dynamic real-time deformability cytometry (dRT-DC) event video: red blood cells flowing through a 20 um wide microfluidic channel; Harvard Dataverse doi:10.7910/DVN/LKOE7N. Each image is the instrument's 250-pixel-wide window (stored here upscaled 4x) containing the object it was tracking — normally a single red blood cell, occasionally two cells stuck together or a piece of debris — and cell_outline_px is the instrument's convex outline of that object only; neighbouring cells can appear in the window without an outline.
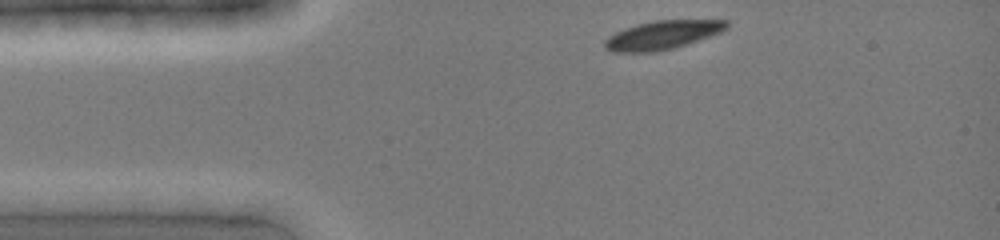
{"species": "common noctule bat (a hibernating species)", "species_latin": "Nyctalus noctula", "temperature_condition": "cold", "stored_images_in_passage": 13, "camera_frame_rate_fps": 3000, "um_per_image_px": 0.085, "animal": {"sex": "female", "body_mass_g": 19.0, "forearm_length_mm": 51.5}, "frame": {"image": 1, "passage_image": 1, "time_ms": 0.0, "image_size_px": [1000, 240], "cell_outline_px": [[728, 28], [720, 32], [676, 48], [656, 52], [612, 52], [604, 48], [604, 40], [608, 36], [624, 28], [636, 24], [656, 20], [728, 20]], "centroid_in_image_um": [56.27, 2.98], "position_along_channel_um": 28.7, "area_um2": 20.46}}
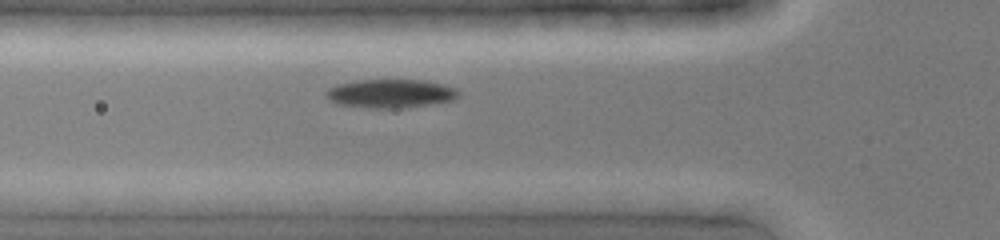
{"frame": {"image": 2, "passage_image": 8, "time_ms": 2.333, "image_size_px": [1000, 240], "cell_outline_px": [[460, 96], [452, 100], [432, 104], [400, 108], [368, 108], [336, 104], [324, 92], [328, 88], [336, 84], [360, 80], [420, 80], [440, 84], [456, 88], [460, 92]], "centroid_in_image_um": [33.19, 7.96], "position_along_channel_um": 92.6, "area_um2": 22.02}}